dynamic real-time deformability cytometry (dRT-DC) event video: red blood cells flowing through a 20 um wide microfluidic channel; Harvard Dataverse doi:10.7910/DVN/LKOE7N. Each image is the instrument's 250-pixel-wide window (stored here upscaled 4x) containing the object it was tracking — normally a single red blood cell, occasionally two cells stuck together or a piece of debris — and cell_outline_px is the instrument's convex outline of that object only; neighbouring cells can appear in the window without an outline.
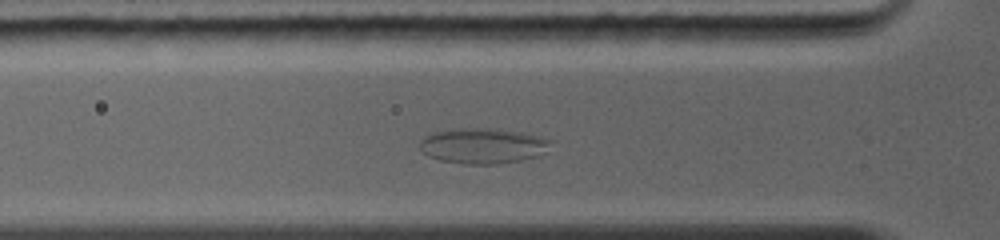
{"species": "common noctule bat (a hibernating species)", "species_latin": "Nyctalus noctula", "temperature_condition": "warm", "stored_images_in_passage": 63, "camera_frame_rate_fps": 5000, "um_per_image_px": 0.085, "animal": {"sex": "female", "body_mass_g": 19.0, "forearm_length_mm": 56.7}, "frame": {"image": 1, "passage_image": 13, "time_ms": 2.8, "image_size_px": [1000, 240], "cell_outline_px": [[548, 140], [540, 156], [500, 164], [464, 164], [440, 160], [428, 156], [420, 148], [420, 140], [424, 136], [432, 132], [460, 128], [488, 128], [520, 132], [540, 136]], "centroid_in_image_um": [40.96, 12.4], "position_along_channel_um": 84.8, "area_um2": 26.7}}
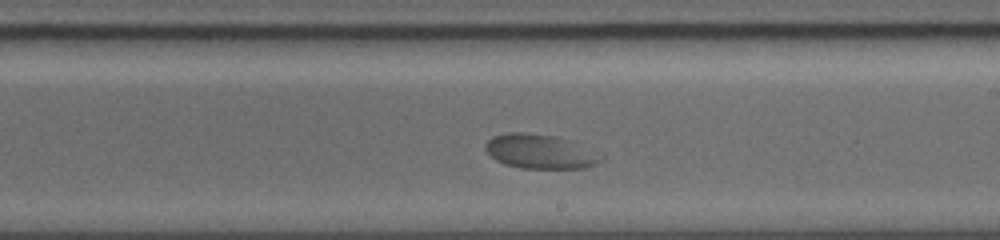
{"frame": {"image": 2, "passage_image": 39, "time_ms": 6.6, "image_size_px": [1000, 240], "cell_outline_px": [[604, 160], [596, 164], [584, 168], [520, 168], [504, 164], [496, 160], [484, 148], [484, 144], [492, 136], [508, 132], [524, 132], [552, 136], [572, 140], [604, 152]], "centroid_in_image_um": [46.0, 12.87], "position_along_channel_um": 243.0, "area_um2": 23.7}}
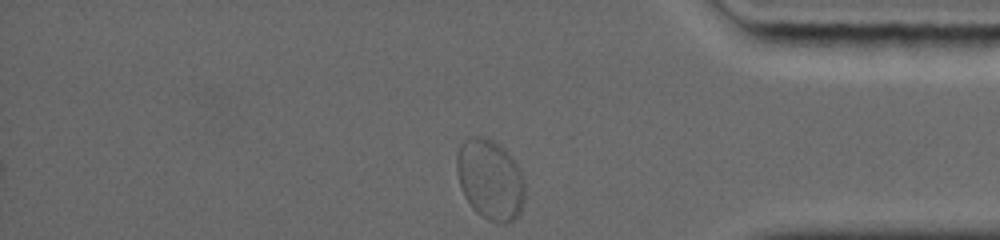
{"frame": {"image": 3, "passage_image": 63, "time_ms": 10.6, "image_size_px": [1000, 240], "cell_outline_px": [[524, 204], [516, 220], [508, 224], [500, 224], [488, 220], [480, 216], [472, 208], [464, 196], [456, 172], [456, 156], [460, 144], [468, 136], [484, 136], [492, 140], [504, 148], [508, 152], [520, 168], [524, 180]], "centroid_in_image_um": [41.67, 15.28], "position_along_channel_um": 393.5, "area_um2": 32.6}}